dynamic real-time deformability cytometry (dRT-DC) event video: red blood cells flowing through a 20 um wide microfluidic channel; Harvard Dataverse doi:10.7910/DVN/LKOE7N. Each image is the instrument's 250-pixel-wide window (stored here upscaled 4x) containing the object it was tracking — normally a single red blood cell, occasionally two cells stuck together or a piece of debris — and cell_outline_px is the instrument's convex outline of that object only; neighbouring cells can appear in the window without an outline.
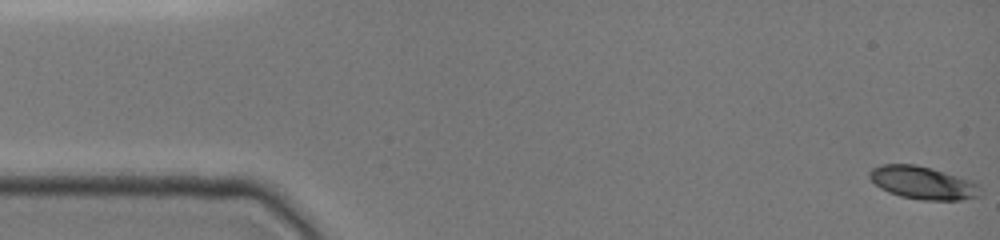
{"species": "common noctule bat (a hibernating species)", "species_latin": "Nyctalus noctula", "temperature_condition": "cold", "stored_images_in_passage": 48, "camera_frame_rate_fps": 3000, "um_per_image_px": 0.085, "animal": {"sex": "female", "body_mass_g": 19.0, "forearm_length_mm": 51.5}, "frame": {"image": 1, "passage_image": 1, "time_ms": 0.0, "image_size_px": [1000, 240], "cell_outline_px": [[980, 196], [964, 200], [924, 200], [900, 196], [888, 192], [880, 188], [868, 176], [868, 172], [872, 168], [880, 164], [916, 164], [932, 168], [972, 180], [980, 184]], "centroid_in_image_um": [78.46, 15.53], "position_along_channel_um": 6.5, "area_um2": 21.44}}
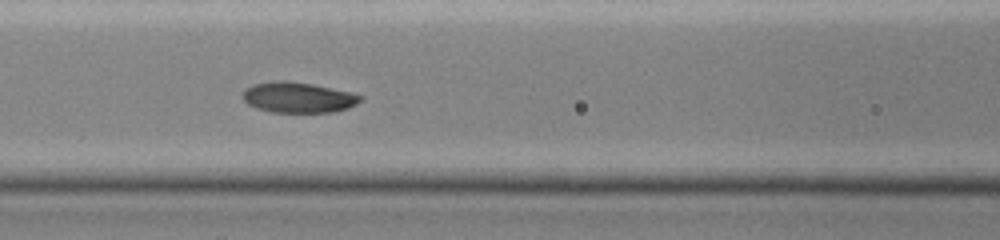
{"frame": {"image": 2, "passage_image": 20, "time_ms": 6.667, "image_size_px": [1000, 240], "cell_outline_px": [[364, 96], [356, 104], [348, 108], [332, 112], [272, 112], [256, 108], [248, 104], [240, 96], [244, 88], [252, 84], [276, 80], [284, 80], [312, 84], [352, 92]], "centroid_in_image_um": [25.3, 8.27], "position_along_channel_um": 141.3, "area_um2": 21.15}}
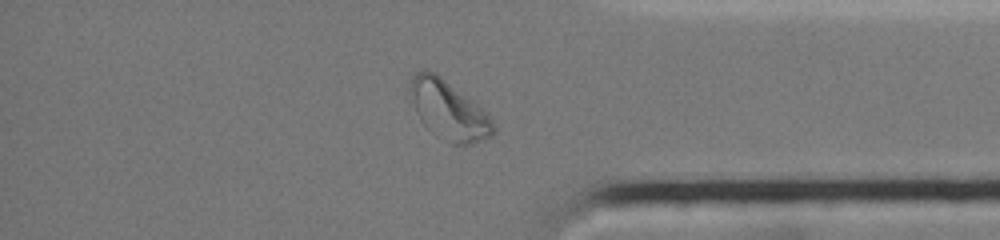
{"frame": {"image": 3, "passage_image": 40, "time_ms": 13.333, "image_size_px": [1000, 240], "cell_outline_px": [[496, 132], [492, 136], [472, 144], [452, 144], [424, 124], [420, 120], [416, 112], [408, 88], [408, 84], [412, 72], [420, 68], [436, 72], [476, 104], [488, 116], [496, 128]], "centroid_in_image_um": [38.08, 9.3], "position_along_channel_um": 397.1, "area_um2": 28.26}, "authors_computed_cell_mechanics": {"area_um2": 21.1259, "velocity_mm_per_s": 3.9082, "shape_relaxation_time_tau1_ms": 3.2382, "shape_relaxation_time_tau2_ms": null, "deformation_change_tau1": 0.1411, "deformation_change_tau2": null}}